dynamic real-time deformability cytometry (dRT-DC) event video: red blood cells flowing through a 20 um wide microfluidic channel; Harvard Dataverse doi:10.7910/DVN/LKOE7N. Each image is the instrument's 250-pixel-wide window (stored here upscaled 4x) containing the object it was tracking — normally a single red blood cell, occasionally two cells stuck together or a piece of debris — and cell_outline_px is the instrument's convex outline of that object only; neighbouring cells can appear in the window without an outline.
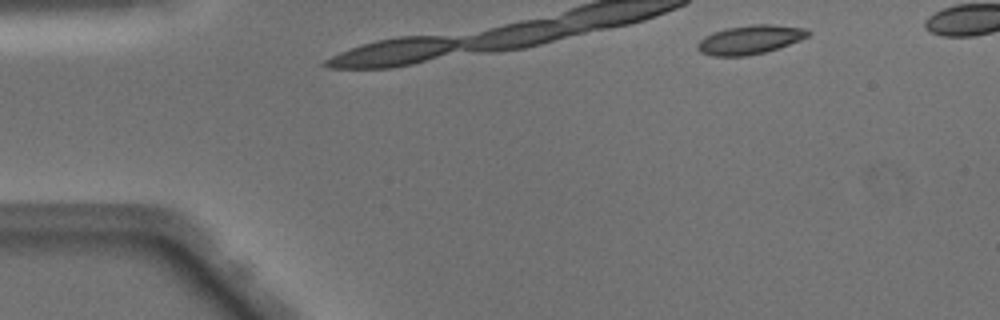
{"species": "Egyptian fruit bat (a non-hibernating species)", "species_latin": "Rousettus aegyptiacus", "temperature_condition": "warm", "stored_images_in_passage": 7, "camera_frame_rate_fps": 3000, "um_per_image_px": 0.085, "animal": {"sex": "male"}, "frame": {"image": 1, "passage_image": 2, "time_ms": 0.333, "image_size_px": [1000, 320], "cell_outline_px": [[812, 32], [808, 36], [800, 40], [780, 48], [748, 56], [712, 56], [700, 52], [696, 48], [696, 44], [704, 36], [712, 32], [728, 28], [752, 24], [772, 24], [808, 28]], "centroid_in_image_um": [63.77, 3.37], "position_along_channel_um": 21.2, "area_um2": 18.9}}
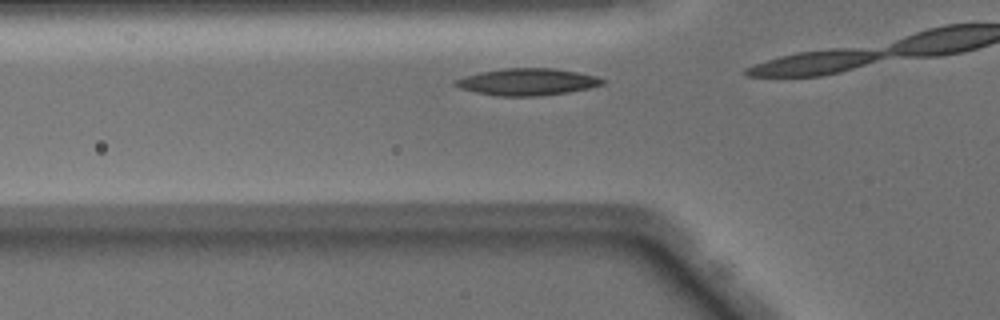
{"frame": {"image": 2, "passage_image": 5, "time_ms": 1.333, "image_size_px": [1000, 320], "cell_outline_px": [[604, 84], [588, 88], [568, 92], [540, 96], [500, 96], [476, 92], [460, 88], [452, 84], [456, 80], [464, 76], [480, 72], [504, 68], [552, 68], [576, 72], [596, 76], [604, 80]], "centroid_in_image_um": [44.8, 6.96], "position_along_channel_um": 81.0, "area_um2": 22.89}}